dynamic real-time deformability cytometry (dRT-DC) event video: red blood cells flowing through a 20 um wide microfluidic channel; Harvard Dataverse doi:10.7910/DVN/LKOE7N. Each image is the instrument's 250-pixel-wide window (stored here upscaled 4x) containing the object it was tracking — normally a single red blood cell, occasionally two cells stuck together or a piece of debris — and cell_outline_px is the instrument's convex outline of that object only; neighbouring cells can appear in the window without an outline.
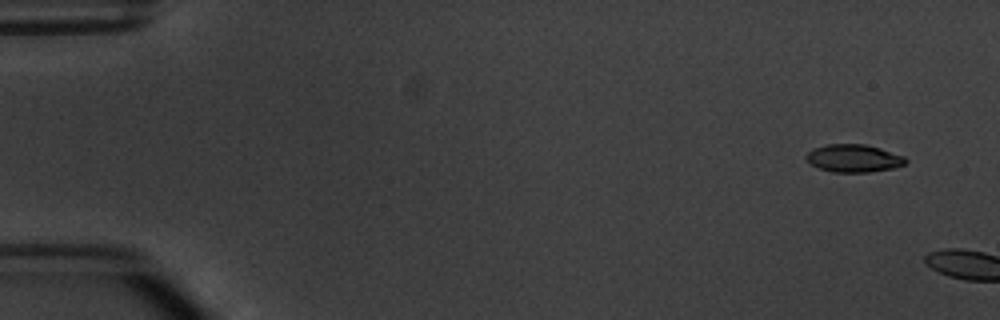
{"species": "common noctule bat (a hibernating species)", "species_latin": "Nyctalus noctula", "temperature_condition": "warm", "stored_images_in_passage": 2, "camera_frame_rate_fps": 3000, "um_per_image_px": 0.085, "animal": {"sex": "male", "body_mass_g": 20.1, "forearm_length_mm": 53.5}, "frame": {"image": 1, "passage_image": 1, "time_ms": 0.0, "image_size_px": [1000, 320], "cell_outline_px": [[908, 160], [904, 164], [892, 168], [868, 172], [832, 172], [820, 168], [812, 164], [808, 160], [808, 152], [812, 148], [824, 144], [864, 144], [880, 148], [904, 156]], "centroid_in_image_um": [72.57, 13.44], "position_along_channel_um": 12.4, "area_um2": 15.9}}